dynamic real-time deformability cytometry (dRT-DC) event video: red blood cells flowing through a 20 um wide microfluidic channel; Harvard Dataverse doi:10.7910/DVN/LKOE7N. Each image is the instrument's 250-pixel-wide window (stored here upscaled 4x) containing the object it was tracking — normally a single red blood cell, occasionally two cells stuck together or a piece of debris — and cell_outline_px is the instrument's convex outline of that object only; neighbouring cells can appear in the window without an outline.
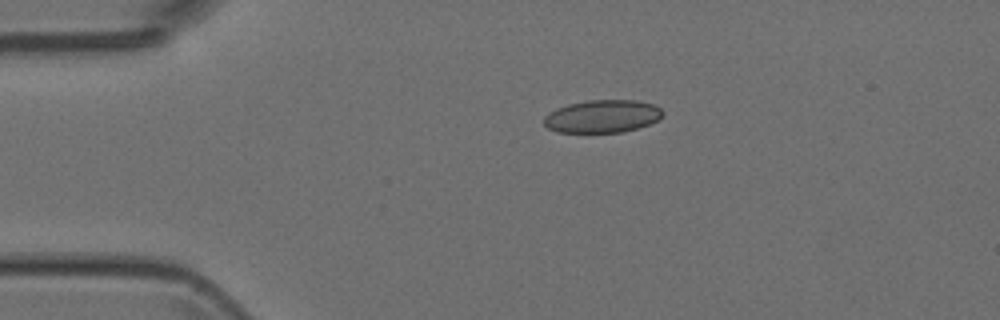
{"species": "Egyptian fruit bat (a non-hibernating species)", "species_latin": "Rousettus aegyptiacus", "temperature_condition": "room temperature", "stored_images_in_passage": 41, "camera_frame_rate_fps": 3000, "um_per_image_px": 0.085, "animal": {"sex": "female"}, "frame": {"image": 1, "passage_image": 1, "time_ms": 0.0, "image_size_px": [1000, 320], "cell_outline_px": [[664, 116], [648, 124], [636, 128], [620, 132], [556, 132], [548, 128], [544, 124], [544, 116], [548, 112], [556, 108], [568, 104], [588, 100], [636, 100], [652, 104], [660, 108], [664, 112]], "centroid_in_image_um": [51.18, 9.88], "position_along_channel_um": 33.8, "area_um2": 22.66}}
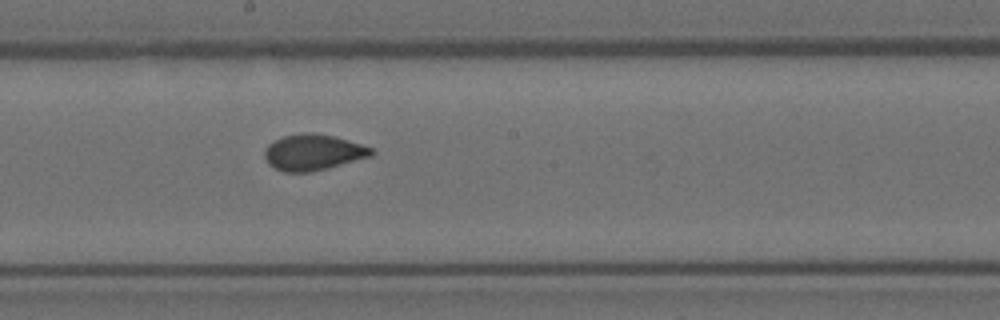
{"frame": {"image": 2, "passage_image": 18, "time_ms": 5.667, "image_size_px": [1000, 320], "cell_outline_px": [[376, 152], [372, 156], [328, 168], [312, 172], [284, 172], [268, 164], [264, 156], [264, 148], [268, 144], [280, 136], [300, 132], [312, 132], [336, 136], [372, 148]], "centroid_in_image_um": [26.59, 12.93], "position_along_channel_um": 221.6, "area_um2": 22.77}}
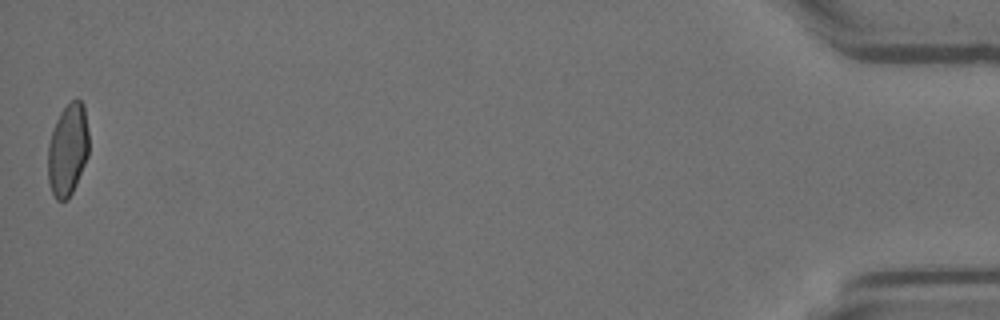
{"frame": {"image": 3, "passage_image": 41, "time_ms": 13.333, "image_size_px": [1000, 320], "cell_outline_px": [[88, 156], [76, 184], [68, 200], [56, 200], [52, 192], [48, 180], [48, 144], [56, 120], [60, 112], [76, 96], [84, 104], [88, 132]], "centroid_in_image_um": [5.76, 12.71], "position_along_channel_um": 429.4, "area_um2": 22.02}}